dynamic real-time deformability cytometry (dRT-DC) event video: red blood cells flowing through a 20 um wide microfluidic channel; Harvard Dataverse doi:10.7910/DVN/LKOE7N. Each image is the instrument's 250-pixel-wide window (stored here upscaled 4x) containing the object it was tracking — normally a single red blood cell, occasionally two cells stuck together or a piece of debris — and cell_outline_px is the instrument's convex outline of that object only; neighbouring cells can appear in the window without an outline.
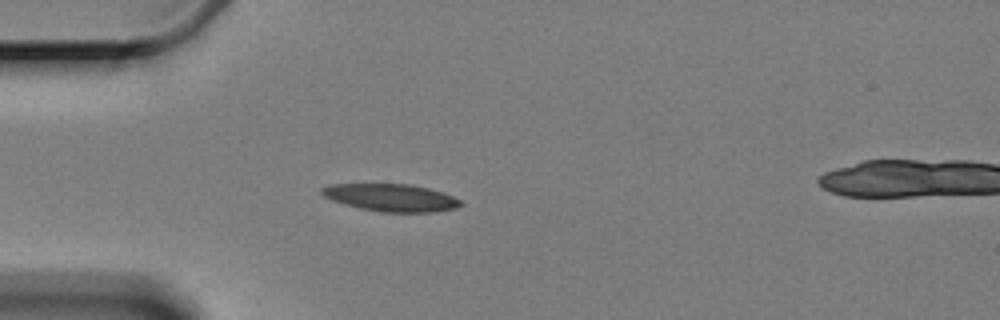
{"species": "Egyptian fruit bat (a non-hibernating species)", "species_latin": "Rousettus aegyptiacus", "temperature_condition": "cold", "stored_images_in_passage": 2, "camera_frame_rate_fps": 3000, "um_per_image_px": 0.085, "animal": {"sex": "female"}, "frame": {"image": 1, "passage_image": 1, "time_ms": 0.0, "image_size_px": [1000, 320], "cell_outline_px": [[464, 204], [456, 208], [436, 212], [380, 212], [360, 208], [344, 204], [332, 200], [324, 196], [320, 192], [320, 188], [328, 184], [408, 184], [428, 188], [452, 196], [460, 200]], "centroid_in_image_um": [33.22, 16.8], "position_along_channel_um": 51.8, "area_um2": 22.2}}